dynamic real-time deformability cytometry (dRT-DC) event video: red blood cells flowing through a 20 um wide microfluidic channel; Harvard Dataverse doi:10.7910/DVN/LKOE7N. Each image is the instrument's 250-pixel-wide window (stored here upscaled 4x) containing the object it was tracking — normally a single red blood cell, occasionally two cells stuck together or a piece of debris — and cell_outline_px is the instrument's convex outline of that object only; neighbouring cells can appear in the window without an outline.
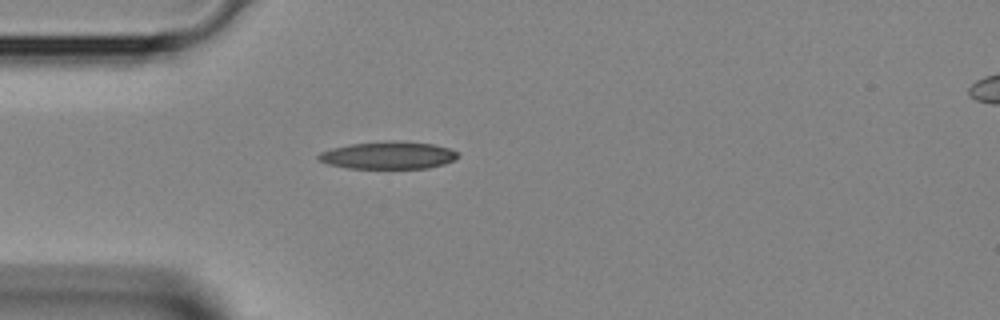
{"species": "Egyptian fruit bat (a non-hibernating species)", "species_latin": "Rousettus aegyptiacus", "temperature_condition": "room temperature", "stored_images_in_passage": 1, "camera_frame_rate_fps": 3000, "um_per_image_px": 0.085, "animal": {"sex": "female"}, "frame": {"image": 1, "passage_image": 1, "time_ms": 0.0, "image_size_px": [1000, 320], "cell_outline_px": [[460, 156], [456, 160], [444, 164], [428, 168], [348, 168], [328, 164], [320, 160], [316, 156], [320, 152], [332, 148], [352, 144], [392, 140], [432, 144], [448, 148], [460, 152]], "centroid_in_image_um": [33.05, 13.2], "position_along_channel_um": 52.0, "area_um2": 22.31}}